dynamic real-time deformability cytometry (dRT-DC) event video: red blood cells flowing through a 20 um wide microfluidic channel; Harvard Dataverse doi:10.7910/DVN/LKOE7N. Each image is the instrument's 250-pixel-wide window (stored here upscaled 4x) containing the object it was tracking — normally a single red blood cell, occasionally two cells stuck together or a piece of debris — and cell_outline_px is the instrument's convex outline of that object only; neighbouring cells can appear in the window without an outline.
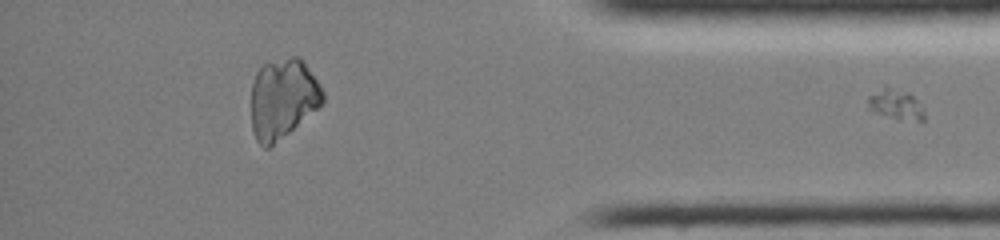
{"species": "common noctule bat (a hibernating species)", "species_latin": "Nyctalus noctula", "temperature_condition": "room temperature", "stored_images_in_passage": 39, "segment_of_instrument_passage": [2, 2], "camera_frame_rate_fps": 3000, "um_per_image_px": 0.085, "animal": {"sex": "female", "body_mass_g": 19.0, "forearm_length_mm": 51.5}, "frame": {"image": 1, "passage_image": 39, "time_ms": 12.667, "image_size_px": [1000, 240], "cell_outline_px": [[924, 120], [896, 120], [876, 112], [868, 108], [868, 96], [884, 84], [908, 92], [924, 108]], "centroid_in_image_um": [76.12, 8.85], "position_along_channel_um": 359.1, "area_um2": 10.17}}